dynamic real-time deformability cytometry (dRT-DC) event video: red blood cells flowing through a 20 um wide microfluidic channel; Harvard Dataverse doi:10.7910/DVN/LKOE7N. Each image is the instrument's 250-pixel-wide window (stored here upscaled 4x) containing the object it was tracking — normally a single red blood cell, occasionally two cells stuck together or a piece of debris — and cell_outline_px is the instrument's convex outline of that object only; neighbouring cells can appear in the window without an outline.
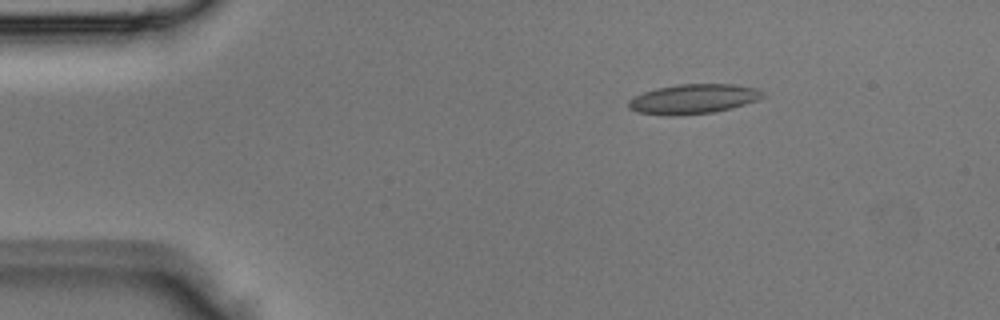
{"species": "Egyptian fruit bat (a non-hibernating species)", "species_latin": "Rousettus aegyptiacus", "temperature_condition": "room temperature", "stored_images_in_passage": 4, "camera_frame_rate_fps": 3000, "um_per_image_px": 0.085, "animal": {"sex": "male"}, "frame": {"image": 1, "passage_image": 2, "time_ms": 0.333, "image_size_px": [1000, 320], "cell_outline_px": [[764, 96], [756, 100], [732, 108], [712, 112], [680, 116], [668, 116], [636, 112], [628, 108], [628, 100], [644, 92], [656, 88], [680, 84], [732, 84], [760, 88], [764, 92]], "centroid_in_image_um": [58.93, 8.42], "position_along_channel_um": 26.1, "area_um2": 23.35}}
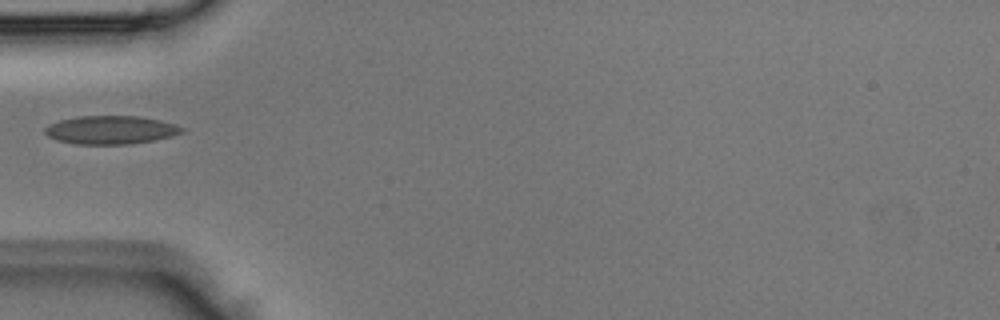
{"frame": {"image": 2, "passage_image": 4, "time_ms": 1.0, "image_size_px": [1000, 320], "cell_outline_px": [[184, 132], [172, 136], [152, 140], [128, 144], [76, 144], [56, 140], [48, 136], [44, 132], [44, 128], [60, 120], [80, 116], [136, 116], [160, 120], [176, 124], [184, 128]], "centroid_in_image_um": [9.43, 11.04], "position_along_channel_um": 75.6, "area_um2": 22.48}}